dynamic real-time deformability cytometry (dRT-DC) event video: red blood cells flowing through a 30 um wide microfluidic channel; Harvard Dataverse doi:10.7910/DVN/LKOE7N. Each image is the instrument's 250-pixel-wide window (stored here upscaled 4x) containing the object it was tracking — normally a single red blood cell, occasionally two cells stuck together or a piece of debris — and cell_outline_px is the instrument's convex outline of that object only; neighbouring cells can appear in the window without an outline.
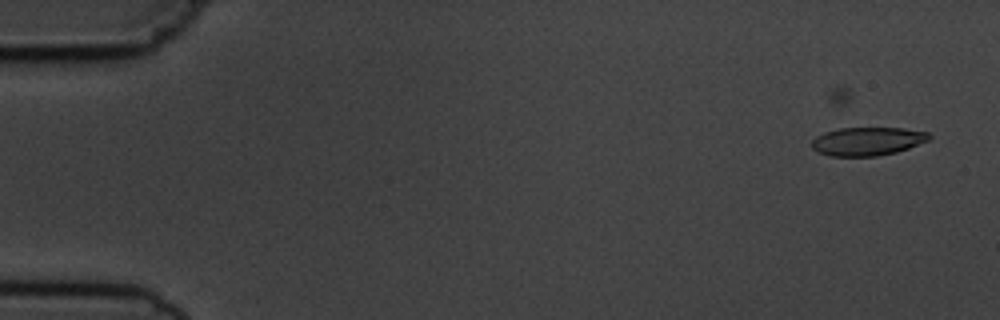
{"species": "common noctule bat (a hibernating species)", "species_latin": "Nyctalus noctula", "temperature_condition": "cold", "stored_images_in_passage": 7, "camera_frame_rate_fps": 3000, "um_per_image_px": 0.085, "animal": {"sex": "male", "body_mass_g": 19.5, "forearm_length_mm": 54.6}, "frame": {"image": 1, "passage_image": 3, "time_ms": 2.333, "image_size_px": [1000, 320], "cell_outline_px": [[932, 136], [928, 140], [908, 148], [896, 152], [876, 156], [828, 156], [812, 148], [812, 140], [816, 136], [824, 132], [840, 128], [904, 128], [928, 132]], "centroid_in_image_um": [73.73, 12.0], "position_along_channel_um": 11.3, "area_um2": 19.36}}